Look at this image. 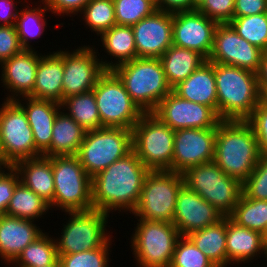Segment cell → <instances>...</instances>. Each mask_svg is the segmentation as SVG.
I'll use <instances>...</instances> for the list:
<instances>
[{
	"mask_svg": "<svg viewBox=\"0 0 267 267\" xmlns=\"http://www.w3.org/2000/svg\"><path fill=\"white\" fill-rule=\"evenodd\" d=\"M86 130L83 129L72 117L60 111L52 128V141L50 147L42 156L77 155L83 142Z\"/></svg>",
	"mask_w": 267,
	"mask_h": 267,
	"instance_id": "cell-28",
	"label": "cell"
},
{
	"mask_svg": "<svg viewBox=\"0 0 267 267\" xmlns=\"http://www.w3.org/2000/svg\"><path fill=\"white\" fill-rule=\"evenodd\" d=\"M132 150V130L101 127L86 131L77 152L79 162L93 178Z\"/></svg>",
	"mask_w": 267,
	"mask_h": 267,
	"instance_id": "cell-7",
	"label": "cell"
},
{
	"mask_svg": "<svg viewBox=\"0 0 267 267\" xmlns=\"http://www.w3.org/2000/svg\"><path fill=\"white\" fill-rule=\"evenodd\" d=\"M229 24L243 39L267 51V12L234 17Z\"/></svg>",
	"mask_w": 267,
	"mask_h": 267,
	"instance_id": "cell-37",
	"label": "cell"
},
{
	"mask_svg": "<svg viewBox=\"0 0 267 267\" xmlns=\"http://www.w3.org/2000/svg\"><path fill=\"white\" fill-rule=\"evenodd\" d=\"M172 91L180 98L209 106L217 114V88L214 63L206 61Z\"/></svg>",
	"mask_w": 267,
	"mask_h": 267,
	"instance_id": "cell-25",
	"label": "cell"
},
{
	"mask_svg": "<svg viewBox=\"0 0 267 267\" xmlns=\"http://www.w3.org/2000/svg\"><path fill=\"white\" fill-rule=\"evenodd\" d=\"M258 87L261 97L267 96V51L264 52L257 72Z\"/></svg>",
	"mask_w": 267,
	"mask_h": 267,
	"instance_id": "cell-51",
	"label": "cell"
},
{
	"mask_svg": "<svg viewBox=\"0 0 267 267\" xmlns=\"http://www.w3.org/2000/svg\"><path fill=\"white\" fill-rule=\"evenodd\" d=\"M150 170L133 150L92 178L93 209L133 212L139 202L145 177Z\"/></svg>",
	"mask_w": 267,
	"mask_h": 267,
	"instance_id": "cell-1",
	"label": "cell"
},
{
	"mask_svg": "<svg viewBox=\"0 0 267 267\" xmlns=\"http://www.w3.org/2000/svg\"><path fill=\"white\" fill-rule=\"evenodd\" d=\"M0 150L13 165L42 156L35 146L26 113L15 100H5L0 108Z\"/></svg>",
	"mask_w": 267,
	"mask_h": 267,
	"instance_id": "cell-13",
	"label": "cell"
},
{
	"mask_svg": "<svg viewBox=\"0 0 267 267\" xmlns=\"http://www.w3.org/2000/svg\"><path fill=\"white\" fill-rule=\"evenodd\" d=\"M157 10L167 12L192 11V0H159Z\"/></svg>",
	"mask_w": 267,
	"mask_h": 267,
	"instance_id": "cell-50",
	"label": "cell"
},
{
	"mask_svg": "<svg viewBox=\"0 0 267 267\" xmlns=\"http://www.w3.org/2000/svg\"><path fill=\"white\" fill-rule=\"evenodd\" d=\"M14 2L15 0H0V26L15 25L19 10Z\"/></svg>",
	"mask_w": 267,
	"mask_h": 267,
	"instance_id": "cell-49",
	"label": "cell"
},
{
	"mask_svg": "<svg viewBox=\"0 0 267 267\" xmlns=\"http://www.w3.org/2000/svg\"><path fill=\"white\" fill-rule=\"evenodd\" d=\"M50 209L49 203L20 181L6 209V215L34 221Z\"/></svg>",
	"mask_w": 267,
	"mask_h": 267,
	"instance_id": "cell-33",
	"label": "cell"
},
{
	"mask_svg": "<svg viewBox=\"0 0 267 267\" xmlns=\"http://www.w3.org/2000/svg\"><path fill=\"white\" fill-rule=\"evenodd\" d=\"M42 4H44L43 8L39 5V7H34L30 9L29 6L25 9H21L18 13V16L15 21V29L19 36V40L21 46L24 49H34L32 45L30 46V39H36L41 37L40 35L45 31L46 18L45 12L49 11L45 2L43 0Z\"/></svg>",
	"mask_w": 267,
	"mask_h": 267,
	"instance_id": "cell-36",
	"label": "cell"
},
{
	"mask_svg": "<svg viewBox=\"0 0 267 267\" xmlns=\"http://www.w3.org/2000/svg\"><path fill=\"white\" fill-rule=\"evenodd\" d=\"M187 237L216 267H227L226 217L216 224L190 233Z\"/></svg>",
	"mask_w": 267,
	"mask_h": 267,
	"instance_id": "cell-31",
	"label": "cell"
},
{
	"mask_svg": "<svg viewBox=\"0 0 267 267\" xmlns=\"http://www.w3.org/2000/svg\"><path fill=\"white\" fill-rule=\"evenodd\" d=\"M174 135L152 113H144L132 128V150L150 171H172Z\"/></svg>",
	"mask_w": 267,
	"mask_h": 267,
	"instance_id": "cell-8",
	"label": "cell"
},
{
	"mask_svg": "<svg viewBox=\"0 0 267 267\" xmlns=\"http://www.w3.org/2000/svg\"><path fill=\"white\" fill-rule=\"evenodd\" d=\"M18 172L20 182L34 193L51 203L54 199V177L52 156H40L23 159L13 165Z\"/></svg>",
	"mask_w": 267,
	"mask_h": 267,
	"instance_id": "cell-27",
	"label": "cell"
},
{
	"mask_svg": "<svg viewBox=\"0 0 267 267\" xmlns=\"http://www.w3.org/2000/svg\"><path fill=\"white\" fill-rule=\"evenodd\" d=\"M100 38L106 53L115 57L117 60L113 63L112 61H104L102 58L101 62L106 70H112L118 65L136 58V46L132 26L114 25L101 34Z\"/></svg>",
	"mask_w": 267,
	"mask_h": 267,
	"instance_id": "cell-30",
	"label": "cell"
},
{
	"mask_svg": "<svg viewBox=\"0 0 267 267\" xmlns=\"http://www.w3.org/2000/svg\"><path fill=\"white\" fill-rule=\"evenodd\" d=\"M170 267H216L187 237L181 236L175 245Z\"/></svg>",
	"mask_w": 267,
	"mask_h": 267,
	"instance_id": "cell-40",
	"label": "cell"
},
{
	"mask_svg": "<svg viewBox=\"0 0 267 267\" xmlns=\"http://www.w3.org/2000/svg\"><path fill=\"white\" fill-rule=\"evenodd\" d=\"M58 261L55 238L52 239L47 233H42L24 248L11 264L15 263L16 267H44L56 264Z\"/></svg>",
	"mask_w": 267,
	"mask_h": 267,
	"instance_id": "cell-34",
	"label": "cell"
},
{
	"mask_svg": "<svg viewBox=\"0 0 267 267\" xmlns=\"http://www.w3.org/2000/svg\"><path fill=\"white\" fill-rule=\"evenodd\" d=\"M4 176L0 177V216L6 214V209L20 177L18 172L13 168L7 171Z\"/></svg>",
	"mask_w": 267,
	"mask_h": 267,
	"instance_id": "cell-46",
	"label": "cell"
},
{
	"mask_svg": "<svg viewBox=\"0 0 267 267\" xmlns=\"http://www.w3.org/2000/svg\"><path fill=\"white\" fill-rule=\"evenodd\" d=\"M151 1H153L156 5L159 2V0H151Z\"/></svg>",
	"mask_w": 267,
	"mask_h": 267,
	"instance_id": "cell-58",
	"label": "cell"
},
{
	"mask_svg": "<svg viewBox=\"0 0 267 267\" xmlns=\"http://www.w3.org/2000/svg\"><path fill=\"white\" fill-rule=\"evenodd\" d=\"M61 108L86 131L102 127L93 90L64 98Z\"/></svg>",
	"mask_w": 267,
	"mask_h": 267,
	"instance_id": "cell-32",
	"label": "cell"
},
{
	"mask_svg": "<svg viewBox=\"0 0 267 267\" xmlns=\"http://www.w3.org/2000/svg\"><path fill=\"white\" fill-rule=\"evenodd\" d=\"M64 74V51L42 55L36 69L33 92L28 96L34 99L63 102L62 79Z\"/></svg>",
	"mask_w": 267,
	"mask_h": 267,
	"instance_id": "cell-23",
	"label": "cell"
},
{
	"mask_svg": "<svg viewBox=\"0 0 267 267\" xmlns=\"http://www.w3.org/2000/svg\"><path fill=\"white\" fill-rule=\"evenodd\" d=\"M229 217L238 226L263 234L267 227V200L249 199L242 193Z\"/></svg>",
	"mask_w": 267,
	"mask_h": 267,
	"instance_id": "cell-35",
	"label": "cell"
},
{
	"mask_svg": "<svg viewBox=\"0 0 267 267\" xmlns=\"http://www.w3.org/2000/svg\"><path fill=\"white\" fill-rule=\"evenodd\" d=\"M260 156L254 130L246 120H221L217 124L213 161L225 174L243 183Z\"/></svg>",
	"mask_w": 267,
	"mask_h": 267,
	"instance_id": "cell-2",
	"label": "cell"
},
{
	"mask_svg": "<svg viewBox=\"0 0 267 267\" xmlns=\"http://www.w3.org/2000/svg\"><path fill=\"white\" fill-rule=\"evenodd\" d=\"M217 115L221 120H247L262 101L257 73L214 63Z\"/></svg>",
	"mask_w": 267,
	"mask_h": 267,
	"instance_id": "cell-3",
	"label": "cell"
},
{
	"mask_svg": "<svg viewBox=\"0 0 267 267\" xmlns=\"http://www.w3.org/2000/svg\"><path fill=\"white\" fill-rule=\"evenodd\" d=\"M203 0H192V10H196V8L202 3Z\"/></svg>",
	"mask_w": 267,
	"mask_h": 267,
	"instance_id": "cell-53",
	"label": "cell"
},
{
	"mask_svg": "<svg viewBox=\"0 0 267 267\" xmlns=\"http://www.w3.org/2000/svg\"><path fill=\"white\" fill-rule=\"evenodd\" d=\"M152 114L173 130L217 128L221 121L209 106L182 99L173 91L159 102Z\"/></svg>",
	"mask_w": 267,
	"mask_h": 267,
	"instance_id": "cell-15",
	"label": "cell"
},
{
	"mask_svg": "<svg viewBox=\"0 0 267 267\" xmlns=\"http://www.w3.org/2000/svg\"><path fill=\"white\" fill-rule=\"evenodd\" d=\"M25 102L15 101L26 113L28 123L33 131L36 148L43 154L52 141V128L57 114L61 111V104L51 100L22 97ZM26 104V105H25ZM25 105V106H24Z\"/></svg>",
	"mask_w": 267,
	"mask_h": 267,
	"instance_id": "cell-24",
	"label": "cell"
},
{
	"mask_svg": "<svg viewBox=\"0 0 267 267\" xmlns=\"http://www.w3.org/2000/svg\"><path fill=\"white\" fill-rule=\"evenodd\" d=\"M264 52L238 35L229 23L218 24L207 61L236 66L257 73Z\"/></svg>",
	"mask_w": 267,
	"mask_h": 267,
	"instance_id": "cell-14",
	"label": "cell"
},
{
	"mask_svg": "<svg viewBox=\"0 0 267 267\" xmlns=\"http://www.w3.org/2000/svg\"><path fill=\"white\" fill-rule=\"evenodd\" d=\"M44 267H61V266H60V262L58 261L56 264H52V265L44 266Z\"/></svg>",
	"mask_w": 267,
	"mask_h": 267,
	"instance_id": "cell-55",
	"label": "cell"
},
{
	"mask_svg": "<svg viewBox=\"0 0 267 267\" xmlns=\"http://www.w3.org/2000/svg\"><path fill=\"white\" fill-rule=\"evenodd\" d=\"M218 23L197 10L173 12L172 43L208 59Z\"/></svg>",
	"mask_w": 267,
	"mask_h": 267,
	"instance_id": "cell-18",
	"label": "cell"
},
{
	"mask_svg": "<svg viewBox=\"0 0 267 267\" xmlns=\"http://www.w3.org/2000/svg\"><path fill=\"white\" fill-rule=\"evenodd\" d=\"M184 185L199 194L225 217L234 211L242 195V182L225 174L214 161L192 166L183 173Z\"/></svg>",
	"mask_w": 267,
	"mask_h": 267,
	"instance_id": "cell-6",
	"label": "cell"
},
{
	"mask_svg": "<svg viewBox=\"0 0 267 267\" xmlns=\"http://www.w3.org/2000/svg\"><path fill=\"white\" fill-rule=\"evenodd\" d=\"M184 185L182 173L150 171L145 177L141 196L132 214L136 219L172 223L177 194Z\"/></svg>",
	"mask_w": 267,
	"mask_h": 267,
	"instance_id": "cell-9",
	"label": "cell"
},
{
	"mask_svg": "<svg viewBox=\"0 0 267 267\" xmlns=\"http://www.w3.org/2000/svg\"><path fill=\"white\" fill-rule=\"evenodd\" d=\"M131 236L133 255L139 267H170L175 245L181 237L173 223L138 219Z\"/></svg>",
	"mask_w": 267,
	"mask_h": 267,
	"instance_id": "cell-10",
	"label": "cell"
},
{
	"mask_svg": "<svg viewBox=\"0 0 267 267\" xmlns=\"http://www.w3.org/2000/svg\"><path fill=\"white\" fill-rule=\"evenodd\" d=\"M216 128L175 130L172 171L183 173L192 166L214 160Z\"/></svg>",
	"mask_w": 267,
	"mask_h": 267,
	"instance_id": "cell-17",
	"label": "cell"
},
{
	"mask_svg": "<svg viewBox=\"0 0 267 267\" xmlns=\"http://www.w3.org/2000/svg\"><path fill=\"white\" fill-rule=\"evenodd\" d=\"M80 14L97 36L116 25L113 0H91Z\"/></svg>",
	"mask_w": 267,
	"mask_h": 267,
	"instance_id": "cell-38",
	"label": "cell"
},
{
	"mask_svg": "<svg viewBox=\"0 0 267 267\" xmlns=\"http://www.w3.org/2000/svg\"><path fill=\"white\" fill-rule=\"evenodd\" d=\"M262 101L267 105V96H263Z\"/></svg>",
	"mask_w": 267,
	"mask_h": 267,
	"instance_id": "cell-56",
	"label": "cell"
},
{
	"mask_svg": "<svg viewBox=\"0 0 267 267\" xmlns=\"http://www.w3.org/2000/svg\"><path fill=\"white\" fill-rule=\"evenodd\" d=\"M267 12V0H235L234 17Z\"/></svg>",
	"mask_w": 267,
	"mask_h": 267,
	"instance_id": "cell-48",
	"label": "cell"
},
{
	"mask_svg": "<svg viewBox=\"0 0 267 267\" xmlns=\"http://www.w3.org/2000/svg\"><path fill=\"white\" fill-rule=\"evenodd\" d=\"M42 55L33 49H24L1 63V81L7 91L6 100L28 97L34 89L36 69ZM16 95V96H15ZM20 96V97H19Z\"/></svg>",
	"mask_w": 267,
	"mask_h": 267,
	"instance_id": "cell-21",
	"label": "cell"
},
{
	"mask_svg": "<svg viewBox=\"0 0 267 267\" xmlns=\"http://www.w3.org/2000/svg\"><path fill=\"white\" fill-rule=\"evenodd\" d=\"M93 92L102 127L132 130L144 114L133 102L123 82L112 70H106L99 78Z\"/></svg>",
	"mask_w": 267,
	"mask_h": 267,
	"instance_id": "cell-11",
	"label": "cell"
},
{
	"mask_svg": "<svg viewBox=\"0 0 267 267\" xmlns=\"http://www.w3.org/2000/svg\"><path fill=\"white\" fill-rule=\"evenodd\" d=\"M34 221L3 214L0 216V257L12 263L43 231Z\"/></svg>",
	"mask_w": 267,
	"mask_h": 267,
	"instance_id": "cell-22",
	"label": "cell"
},
{
	"mask_svg": "<svg viewBox=\"0 0 267 267\" xmlns=\"http://www.w3.org/2000/svg\"><path fill=\"white\" fill-rule=\"evenodd\" d=\"M224 217L214 206L185 185L179 190L172 223L181 236L216 224Z\"/></svg>",
	"mask_w": 267,
	"mask_h": 267,
	"instance_id": "cell-20",
	"label": "cell"
},
{
	"mask_svg": "<svg viewBox=\"0 0 267 267\" xmlns=\"http://www.w3.org/2000/svg\"><path fill=\"white\" fill-rule=\"evenodd\" d=\"M19 36L15 26H0V64L22 52Z\"/></svg>",
	"mask_w": 267,
	"mask_h": 267,
	"instance_id": "cell-45",
	"label": "cell"
},
{
	"mask_svg": "<svg viewBox=\"0 0 267 267\" xmlns=\"http://www.w3.org/2000/svg\"><path fill=\"white\" fill-rule=\"evenodd\" d=\"M133 102L143 113H152L172 88L160 58H135L113 68Z\"/></svg>",
	"mask_w": 267,
	"mask_h": 267,
	"instance_id": "cell-4",
	"label": "cell"
},
{
	"mask_svg": "<svg viewBox=\"0 0 267 267\" xmlns=\"http://www.w3.org/2000/svg\"><path fill=\"white\" fill-rule=\"evenodd\" d=\"M226 252L228 264L249 263L259 254L266 252L263 235L251 229L238 226L226 217ZM264 252V253H263Z\"/></svg>",
	"mask_w": 267,
	"mask_h": 267,
	"instance_id": "cell-26",
	"label": "cell"
},
{
	"mask_svg": "<svg viewBox=\"0 0 267 267\" xmlns=\"http://www.w3.org/2000/svg\"><path fill=\"white\" fill-rule=\"evenodd\" d=\"M66 214L69 220L63 225L60 239L55 238L58 255L97 249L112 238L106 229L108 213L92 209Z\"/></svg>",
	"mask_w": 267,
	"mask_h": 267,
	"instance_id": "cell-12",
	"label": "cell"
},
{
	"mask_svg": "<svg viewBox=\"0 0 267 267\" xmlns=\"http://www.w3.org/2000/svg\"><path fill=\"white\" fill-rule=\"evenodd\" d=\"M262 235H263V241H264V243H265V245L267 247V227H266V229H265V231H264V233Z\"/></svg>",
	"mask_w": 267,
	"mask_h": 267,
	"instance_id": "cell-54",
	"label": "cell"
},
{
	"mask_svg": "<svg viewBox=\"0 0 267 267\" xmlns=\"http://www.w3.org/2000/svg\"><path fill=\"white\" fill-rule=\"evenodd\" d=\"M47 6V8L52 12V14L56 15H71L82 12L84 7L91 0H43Z\"/></svg>",
	"mask_w": 267,
	"mask_h": 267,
	"instance_id": "cell-47",
	"label": "cell"
},
{
	"mask_svg": "<svg viewBox=\"0 0 267 267\" xmlns=\"http://www.w3.org/2000/svg\"><path fill=\"white\" fill-rule=\"evenodd\" d=\"M11 168H13V164L4 156L3 152L0 150V177L4 176L7 173L5 172V170L7 171Z\"/></svg>",
	"mask_w": 267,
	"mask_h": 267,
	"instance_id": "cell-52",
	"label": "cell"
},
{
	"mask_svg": "<svg viewBox=\"0 0 267 267\" xmlns=\"http://www.w3.org/2000/svg\"><path fill=\"white\" fill-rule=\"evenodd\" d=\"M111 238L101 247L73 254L58 255L61 267H108Z\"/></svg>",
	"mask_w": 267,
	"mask_h": 267,
	"instance_id": "cell-41",
	"label": "cell"
},
{
	"mask_svg": "<svg viewBox=\"0 0 267 267\" xmlns=\"http://www.w3.org/2000/svg\"><path fill=\"white\" fill-rule=\"evenodd\" d=\"M253 128L261 155H267V105L261 101L246 120Z\"/></svg>",
	"mask_w": 267,
	"mask_h": 267,
	"instance_id": "cell-44",
	"label": "cell"
},
{
	"mask_svg": "<svg viewBox=\"0 0 267 267\" xmlns=\"http://www.w3.org/2000/svg\"><path fill=\"white\" fill-rule=\"evenodd\" d=\"M116 25L133 26L157 10L151 0H113Z\"/></svg>",
	"mask_w": 267,
	"mask_h": 267,
	"instance_id": "cell-39",
	"label": "cell"
},
{
	"mask_svg": "<svg viewBox=\"0 0 267 267\" xmlns=\"http://www.w3.org/2000/svg\"><path fill=\"white\" fill-rule=\"evenodd\" d=\"M173 13L156 10L132 26L136 58H160L172 43Z\"/></svg>",
	"mask_w": 267,
	"mask_h": 267,
	"instance_id": "cell-19",
	"label": "cell"
},
{
	"mask_svg": "<svg viewBox=\"0 0 267 267\" xmlns=\"http://www.w3.org/2000/svg\"><path fill=\"white\" fill-rule=\"evenodd\" d=\"M97 53L89 45L79 47L73 52L64 50L63 100L68 96L93 90L99 78L106 72Z\"/></svg>",
	"mask_w": 267,
	"mask_h": 267,
	"instance_id": "cell-16",
	"label": "cell"
},
{
	"mask_svg": "<svg viewBox=\"0 0 267 267\" xmlns=\"http://www.w3.org/2000/svg\"><path fill=\"white\" fill-rule=\"evenodd\" d=\"M242 192L249 199L267 200V155H261L259 161L242 183Z\"/></svg>",
	"mask_w": 267,
	"mask_h": 267,
	"instance_id": "cell-42",
	"label": "cell"
},
{
	"mask_svg": "<svg viewBox=\"0 0 267 267\" xmlns=\"http://www.w3.org/2000/svg\"><path fill=\"white\" fill-rule=\"evenodd\" d=\"M264 255H265L264 257H266V261H267V247H266V252ZM265 267H267V265Z\"/></svg>",
	"mask_w": 267,
	"mask_h": 267,
	"instance_id": "cell-57",
	"label": "cell"
},
{
	"mask_svg": "<svg viewBox=\"0 0 267 267\" xmlns=\"http://www.w3.org/2000/svg\"><path fill=\"white\" fill-rule=\"evenodd\" d=\"M54 199L63 212L89 211L93 209L92 178L84 170L76 155L52 156ZM54 206V207H53Z\"/></svg>",
	"mask_w": 267,
	"mask_h": 267,
	"instance_id": "cell-5",
	"label": "cell"
},
{
	"mask_svg": "<svg viewBox=\"0 0 267 267\" xmlns=\"http://www.w3.org/2000/svg\"><path fill=\"white\" fill-rule=\"evenodd\" d=\"M235 0H203L196 8L218 24L229 23L234 18Z\"/></svg>",
	"mask_w": 267,
	"mask_h": 267,
	"instance_id": "cell-43",
	"label": "cell"
},
{
	"mask_svg": "<svg viewBox=\"0 0 267 267\" xmlns=\"http://www.w3.org/2000/svg\"><path fill=\"white\" fill-rule=\"evenodd\" d=\"M164 73L171 88L186 80L207 59L191 49L170 46L160 57Z\"/></svg>",
	"mask_w": 267,
	"mask_h": 267,
	"instance_id": "cell-29",
	"label": "cell"
}]
</instances>
